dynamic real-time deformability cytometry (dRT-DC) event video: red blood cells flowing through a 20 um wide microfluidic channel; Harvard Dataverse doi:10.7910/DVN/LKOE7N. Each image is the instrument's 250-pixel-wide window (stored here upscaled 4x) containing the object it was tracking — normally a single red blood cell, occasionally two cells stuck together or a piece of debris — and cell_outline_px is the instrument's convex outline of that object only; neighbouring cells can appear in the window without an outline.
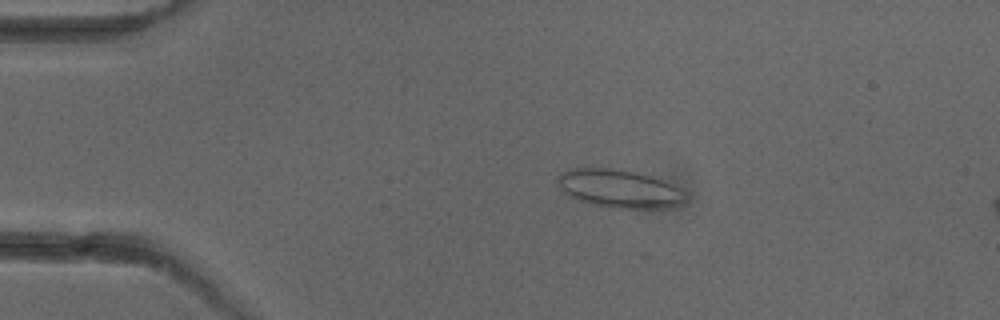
{"species": "common noctule bat (a hibernating species)", "species_latin": "Nyctalus noctula", "temperature_condition": "cold", "stored_images_in_passage": 5, "camera_frame_rate_fps": 3000, "um_per_image_px": 0.085, "animal": {"sex": "female"}, "frame": {"image": 1, "passage_image": 3, "time_ms": 2.333, "image_size_px": [1000, 320], "cell_outline_px": [[688, 200], [680, 204], [664, 208], [608, 208], [580, 200], [568, 196], [560, 188], [556, 180], [560, 172], [568, 168], [612, 168], [660, 176], [688, 192]], "centroid_in_image_um": [52.72, 16.02], "position_along_channel_um": 32.3, "area_um2": 29.3}}